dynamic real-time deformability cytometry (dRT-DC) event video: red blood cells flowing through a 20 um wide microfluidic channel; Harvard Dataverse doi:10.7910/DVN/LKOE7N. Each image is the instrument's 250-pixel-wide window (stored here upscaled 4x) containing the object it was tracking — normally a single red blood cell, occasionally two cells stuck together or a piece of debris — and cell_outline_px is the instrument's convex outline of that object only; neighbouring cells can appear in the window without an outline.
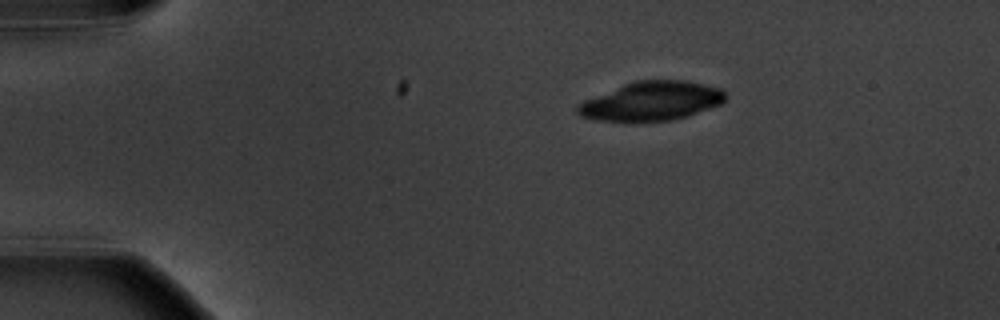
{"species": "common noctule bat (a hibernating species)", "species_latin": "Nyctalus noctula", "temperature_condition": "warm", "stored_images_in_passage": 3, "camera_frame_rate_fps": 3000, "um_per_image_px": 0.085, "animal": {"sex": "male", "body_mass_g": 20.1, "forearm_length_mm": 53.5}, "frame": {"image": 1, "passage_image": 1, "time_ms": 0.0, "image_size_px": [1000, 320], "cell_outline_px": [[728, 96], [720, 104], [688, 116], [672, 120], [596, 120], [580, 116], [576, 112], [576, 108], [584, 100], [624, 84], [636, 80], [684, 80], [704, 84], [720, 88]], "centroid_in_image_um": [55.4, 8.58], "position_along_channel_um": 29.6, "area_um2": 33.12}}